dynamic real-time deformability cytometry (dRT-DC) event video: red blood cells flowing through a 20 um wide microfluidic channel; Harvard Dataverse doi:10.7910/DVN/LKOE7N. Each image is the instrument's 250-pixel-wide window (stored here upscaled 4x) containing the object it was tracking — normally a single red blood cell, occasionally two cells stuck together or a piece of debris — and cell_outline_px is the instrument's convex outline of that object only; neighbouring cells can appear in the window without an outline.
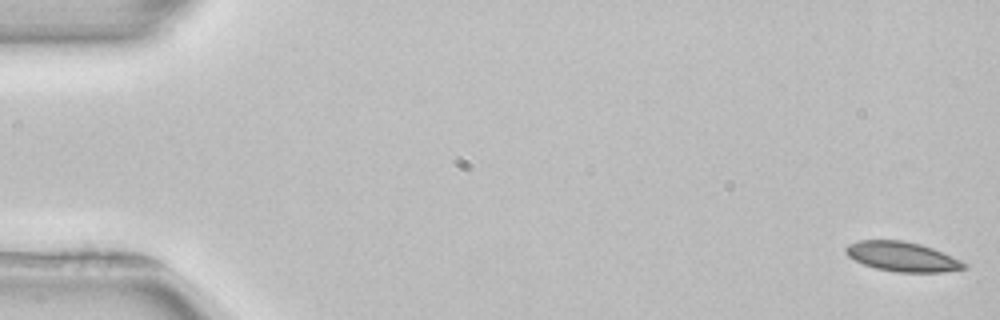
{"species": "common noctule bat (a hibernating species)", "species_latin": "Nyctalus noctula", "temperature_condition": "room temperature", "stored_images_in_passage": 52, "camera_frame_rate_fps": 3000, "um_per_image_px": 0.085, "animal": {"sex": "female", "body_mass_g": 22.7, "forearm_length_mm": 54.2}, "frame": {"image": 1, "passage_image": 1, "time_ms": 0.0, "image_size_px": [1000, 320], "cell_outline_px": [[968, 268], [944, 272], [896, 272], [876, 268], [864, 264], [848, 256], [844, 252], [844, 248], [848, 244], [856, 240], [904, 240], [920, 244], [932, 248], [952, 256], [968, 264]], "centroid_in_image_um": [76.69, 21.81], "position_along_channel_um": 8.3, "area_um2": 20.52}}
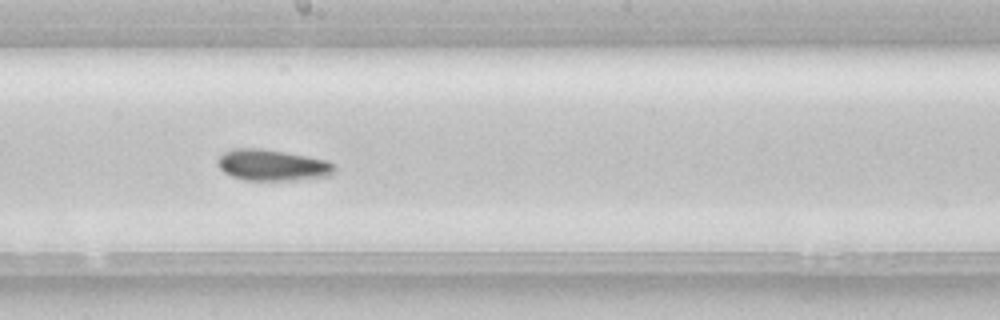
{"frame": {"image": 2, "passage_image": 29, "time_ms": 9.333, "image_size_px": [1000, 320], "cell_outline_px": [[336, 172], [332, 176], [296, 180], [244, 180], [232, 176], [224, 172], [220, 168], [216, 160], [224, 152], [232, 148], [260, 148], [284, 152], [324, 160], [336, 164]], "centroid_in_image_um": [23.17, 14.05], "position_along_channel_um": 225.0, "area_um2": 21.33}}
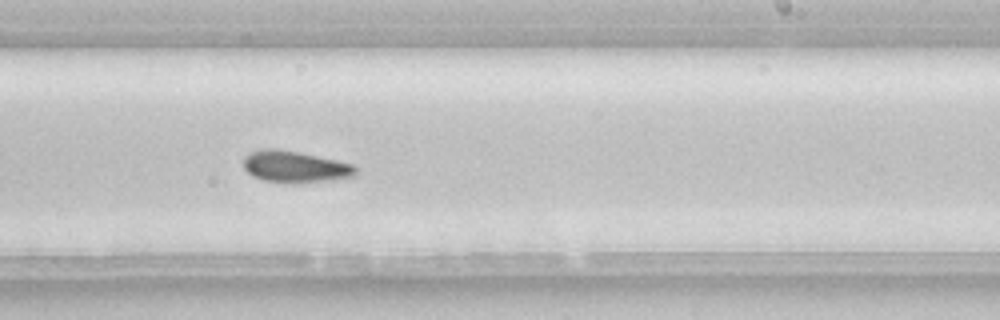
{"frame": {"image": 3, "passage_image": 32, "time_ms": 10.333, "image_size_px": [1000, 320], "cell_outline_px": [[356, 176], [328, 180], [292, 184], [264, 180], [252, 176], [244, 168], [244, 156], [248, 152], [264, 148], [276, 148], [300, 152], [336, 160], [352, 164], [356, 168]], "centroid_in_image_um": [25.04, 14.17], "position_along_channel_um": 264.0, "area_um2": 20.81}, "authors_computed_cell_mechanics": {"area_um2": 20.4612, "velocity_mm_per_s": 3.9192, "shape_relaxation_time_tau1_ms": 7.6029, "shape_relaxation_time_tau2_ms": null, "deformation_change_tau1": 0.1176, "deformation_change_tau2": null}}